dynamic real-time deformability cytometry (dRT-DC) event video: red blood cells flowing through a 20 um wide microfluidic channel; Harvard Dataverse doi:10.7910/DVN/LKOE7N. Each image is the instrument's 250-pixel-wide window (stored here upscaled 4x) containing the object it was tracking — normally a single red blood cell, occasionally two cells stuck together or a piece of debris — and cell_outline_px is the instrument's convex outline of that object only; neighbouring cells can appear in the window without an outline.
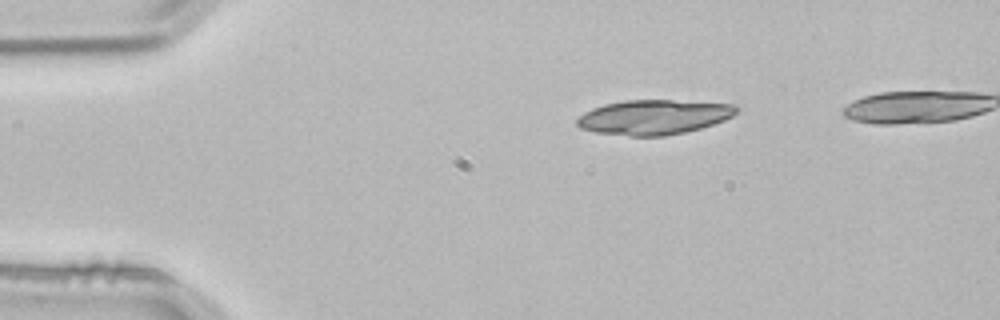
{"species": "common noctule bat (a hibernating species)", "species_latin": "Nyctalus noctula", "temperature_condition": "room temperature", "stored_images_in_passage": 3, "camera_frame_rate_fps": 3000, "um_per_image_px": 0.085, "animal": {"sex": "male", "body_mass_g": 21.5, "forearm_length_mm": 52.0}, "frame": {"image": 1, "passage_image": 1, "time_ms": 0.0, "image_size_px": [1000, 320], "cell_outline_px": [[740, 108], [732, 116], [724, 120], [700, 128], [684, 132], [664, 136], [628, 136], [596, 132], [580, 128], [576, 124], [576, 120], [584, 112], [592, 108], [604, 104], [624, 100], [672, 100], [736, 104]], "centroid_in_image_um": [55.57, 9.95], "position_along_channel_um": 29.4, "area_um2": 32.31}}